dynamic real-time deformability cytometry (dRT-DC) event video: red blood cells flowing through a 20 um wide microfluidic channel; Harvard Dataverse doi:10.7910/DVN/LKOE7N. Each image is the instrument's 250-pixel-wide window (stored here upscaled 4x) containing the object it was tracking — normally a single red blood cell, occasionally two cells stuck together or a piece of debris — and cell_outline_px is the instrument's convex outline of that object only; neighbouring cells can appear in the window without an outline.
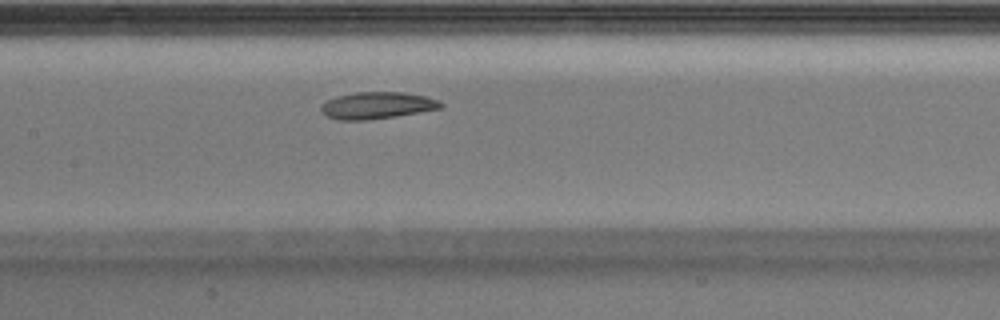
{"species": "Egyptian fruit bat (a non-hibernating species)", "species_latin": "Rousettus aegyptiacus", "temperature_condition": "warm", "stored_images_in_passage": 31, "camera_frame_rate_fps": 3000, "um_per_image_px": 0.085, "animal": {"sex": "male"}, "frame": {"image": 1, "passage_image": 14, "time_ms": 4.333, "image_size_px": [1000, 320], "cell_outline_px": [[444, 104], [440, 108], [396, 116], [364, 120], [340, 120], [328, 116], [320, 112], [320, 104], [324, 100], [336, 96], [356, 92], [400, 92], [424, 96], [440, 100]], "centroid_in_image_um": [31.99, 8.95], "position_along_channel_um": 175.4, "area_um2": 18.73}}